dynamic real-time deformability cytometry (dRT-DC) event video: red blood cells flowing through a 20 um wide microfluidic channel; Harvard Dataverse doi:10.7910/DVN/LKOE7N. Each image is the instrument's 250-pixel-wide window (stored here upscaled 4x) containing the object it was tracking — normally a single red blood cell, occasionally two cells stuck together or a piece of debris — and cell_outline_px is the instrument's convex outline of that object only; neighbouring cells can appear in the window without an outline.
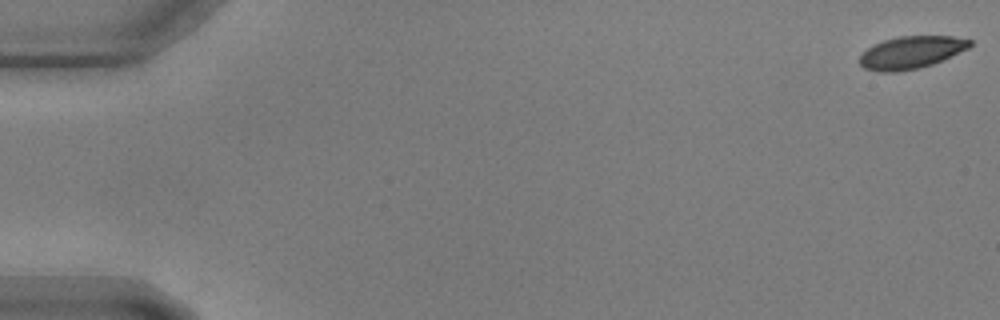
{"species": "common noctule bat (a hibernating species)", "species_latin": "Nyctalus noctula", "temperature_condition": "warm", "stored_images_in_passage": 59, "camera_frame_rate_fps": 3000, "um_per_image_px": 0.085, "animal": {"sex": "male", "body_mass_g": 17.9, "forearm_length_mm": 54.2}, "frame": {"image": 1, "passage_image": 1, "time_ms": 0.0, "image_size_px": [1000, 320], "cell_outline_px": [[972, 44], [968, 48], [932, 64], [916, 68], [896, 72], [880, 72], [864, 68], [860, 64], [860, 56], [868, 48], [884, 40], [900, 36], [952, 36], [972, 40]], "centroid_in_image_um": [77.44, 4.45], "position_along_channel_um": 7.6, "area_um2": 20.46}}
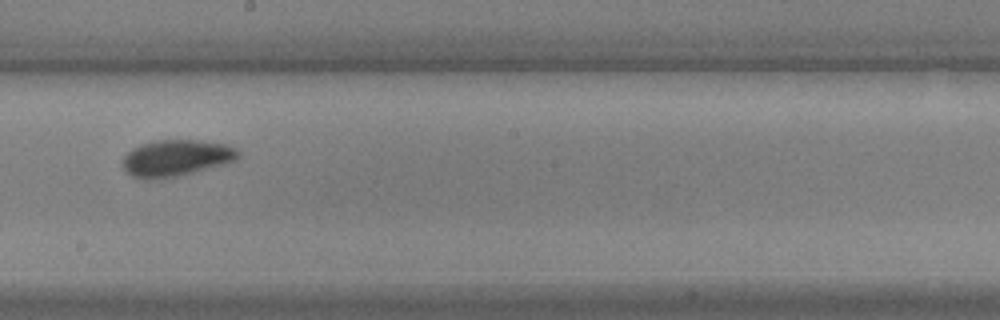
{"frame": {"image": 2, "passage_image": 34, "time_ms": 11.0, "image_size_px": [1000, 320], "cell_outline_px": [[240, 156], [236, 160], [224, 164], [176, 176], [156, 180], [144, 180], [132, 176], [120, 164], [120, 160], [132, 148], [140, 144], [156, 140], [196, 140], [224, 144], [236, 148], [240, 152]], "centroid_in_image_um": [14.92, 13.44], "position_along_channel_um": 233.3, "area_um2": 24.68}}
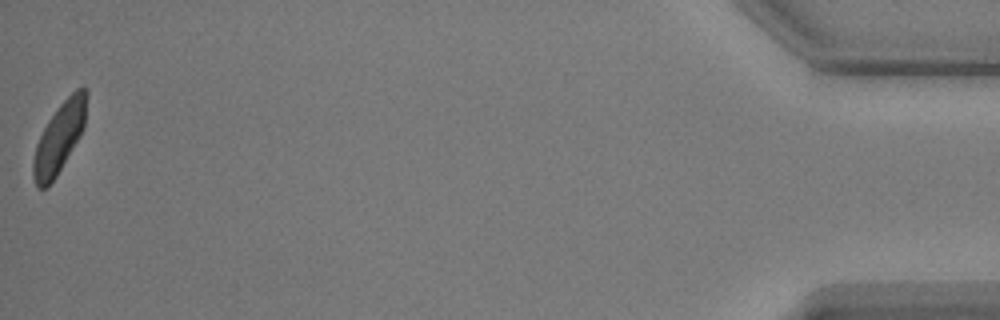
{"frame": {"image": 3, "passage_image": 59, "time_ms": 19.333, "image_size_px": [1000, 320], "cell_outline_px": [[88, 96], [84, 128], [80, 136], [56, 176], [48, 188], [36, 188], [32, 176], [32, 160], [36, 144], [48, 120], [60, 104], [76, 88], [84, 88], [88, 92]], "centroid_in_image_um": [5.03, 11.72], "position_along_channel_um": 430.2, "area_um2": 21.85}}